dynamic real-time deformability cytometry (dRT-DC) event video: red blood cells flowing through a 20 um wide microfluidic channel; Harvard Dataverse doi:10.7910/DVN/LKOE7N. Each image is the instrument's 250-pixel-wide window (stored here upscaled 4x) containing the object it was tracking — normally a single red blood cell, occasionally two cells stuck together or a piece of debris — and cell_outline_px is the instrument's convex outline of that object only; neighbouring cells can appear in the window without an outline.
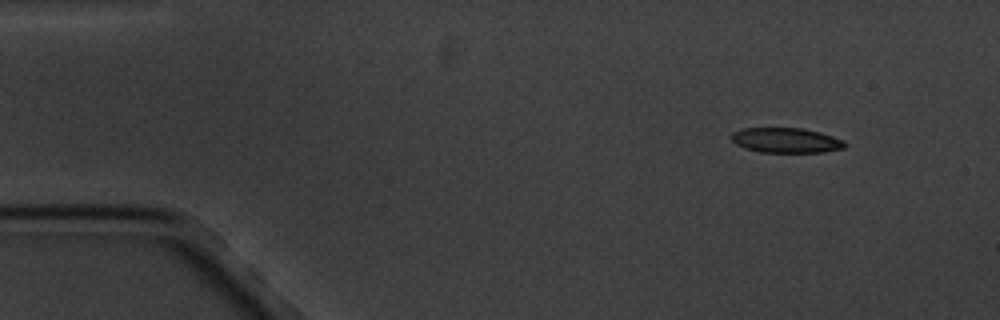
{"species": "common noctule bat (a hibernating species)", "species_latin": "Nyctalus noctula", "temperature_condition": "cold", "stored_images_in_passage": 4, "camera_frame_rate_fps": 3000, "um_per_image_px": 0.085, "animal": {"sex": "male", "body_mass_g": 20.1, "forearm_length_mm": 53.5}, "frame": {"image": 1, "passage_image": 1, "time_ms": 0.0, "image_size_px": [1000, 320], "cell_outline_px": [[844, 148], [824, 152], [760, 152], [744, 148], [736, 144], [728, 136], [732, 132], [744, 128], [804, 128], [820, 132], [844, 140]], "centroid_in_image_um": [66.77, 11.92], "position_along_channel_um": 18.2, "area_um2": 16.59}}
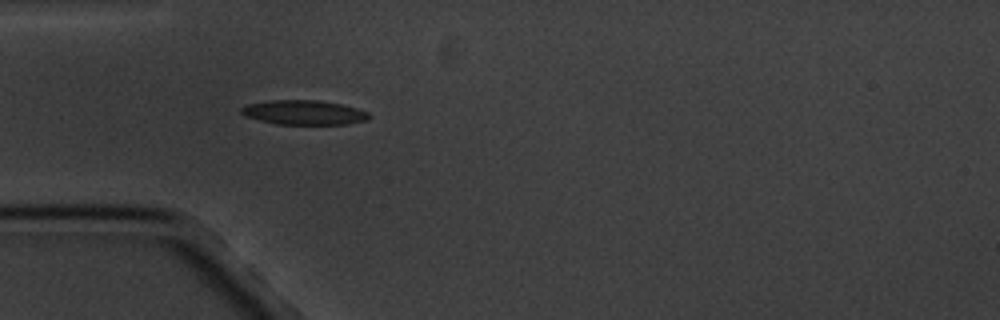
{"frame": {"image": 2, "passage_image": 4, "time_ms": 3.667, "image_size_px": [1000, 320], "cell_outline_px": [[372, 116], [368, 120], [348, 124], [276, 124], [244, 116], [240, 112], [240, 108], [248, 104], [268, 100], [316, 100], [340, 104], [356, 108], [368, 112]], "centroid_in_image_um": [25.83, 9.56], "position_along_channel_um": 59.2, "area_um2": 18.26}}